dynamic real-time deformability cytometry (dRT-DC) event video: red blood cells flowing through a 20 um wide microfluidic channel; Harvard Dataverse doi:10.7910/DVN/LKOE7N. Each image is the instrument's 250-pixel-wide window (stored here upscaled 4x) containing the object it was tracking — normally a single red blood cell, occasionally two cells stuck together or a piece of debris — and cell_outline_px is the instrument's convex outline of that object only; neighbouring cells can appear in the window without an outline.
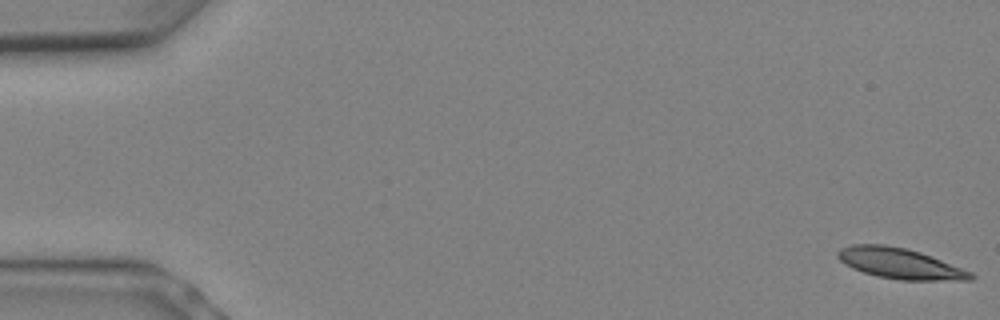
{"species": "Egyptian fruit bat (a non-hibernating species)", "species_latin": "Rousettus aegyptiacus", "temperature_condition": "warm", "stored_images_in_passage": 7, "camera_frame_rate_fps": 3000, "um_per_image_px": 0.085, "animal": {"sex": "female"}, "frame": {"image": 1, "passage_image": 1, "time_ms": 0.0, "image_size_px": [1000, 320], "cell_outline_px": [[976, 276], [972, 280], [900, 280], [876, 276], [852, 268], [844, 264], [836, 256], [836, 252], [840, 248], [852, 244], [884, 244], [904, 248], [920, 252], [972, 272]], "centroid_in_image_um": [76.46, 22.39], "position_along_channel_um": 8.5, "area_um2": 23.7}}
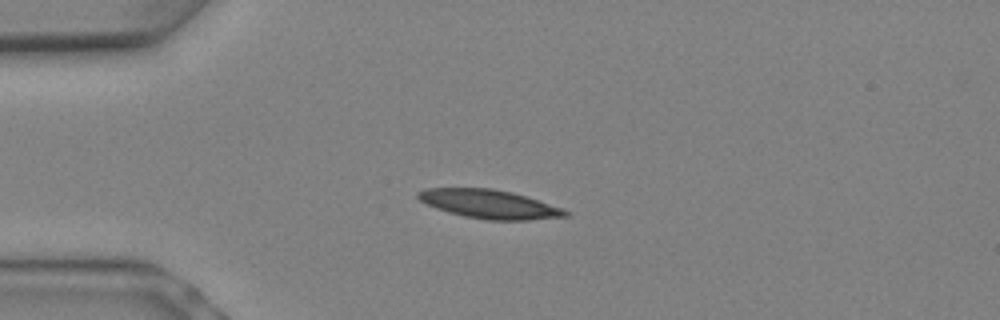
{"frame": {"image": 2, "passage_image": 6, "time_ms": 1.667, "image_size_px": [1000, 320], "cell_outline_px": [[568, 216], [528, 220], [488, 220], [464, 216], [448, 212], [436, 208], [420, 200], [416, 196], [416, 192], [424, 188], [492, 188], [512, 192], [564, 208], [568, 212]], "centroid_in_image_um": [41.58, 17.34], "position_along_channel_um": 43.4, "area_um2": 24.62}}